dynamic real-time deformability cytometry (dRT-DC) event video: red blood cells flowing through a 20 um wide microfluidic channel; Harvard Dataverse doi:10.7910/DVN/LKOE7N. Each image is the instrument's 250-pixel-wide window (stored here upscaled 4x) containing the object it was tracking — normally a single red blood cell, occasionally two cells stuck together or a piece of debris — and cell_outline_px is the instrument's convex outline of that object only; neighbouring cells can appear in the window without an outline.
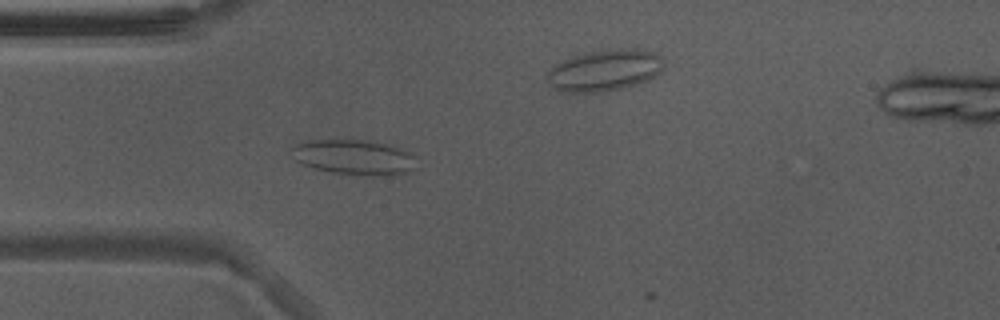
{"species": "Egyptian fruit bat (a non-hibernating species)", "species_latin": "Rousettus aegyptiacus", "temperature_condition": "warm", "stored_images_in_passage": 48, "camera_frame_rate_fps": 3000, "um_per_image_px": 0.085, "animal": {"sex": "male"}, "frame": {"image": 1, "passage_image": 14, "time_ms": 4.333, "image_size_px": [1000, 320], "cell_outline_px": [[416, 156], [412, 172], [396, 176], [364, 176], [332, 172], [300, 164], [296, 160], [292, 148], [296, 144], [308, 140], [344, 136], [372, 140], [392, 144]], "centroid_in_image_um": [30.14, 13.32], "position_along_channel_um": 54.9, "area_um2": 26.88}}
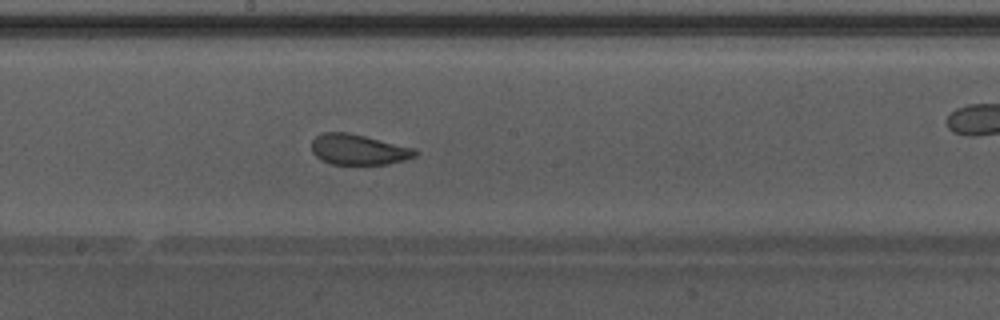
{"frame": {"image": 2, "passage_image": 27, "time_ms": 8.667, "image_size_px": [1000, 320], "cell_outline_px": [[420, 152], [416, 156], [404, 160], [388, 164], [332, 164], [320, 160], [312, 152], [312, 140], [316, 136], [324, 132], [348, 132], [416, 148]], "centroid_in_image_um": [30.49, 12.71], "position_along_channel_um": 217.7, "area_um2": 18.55}}